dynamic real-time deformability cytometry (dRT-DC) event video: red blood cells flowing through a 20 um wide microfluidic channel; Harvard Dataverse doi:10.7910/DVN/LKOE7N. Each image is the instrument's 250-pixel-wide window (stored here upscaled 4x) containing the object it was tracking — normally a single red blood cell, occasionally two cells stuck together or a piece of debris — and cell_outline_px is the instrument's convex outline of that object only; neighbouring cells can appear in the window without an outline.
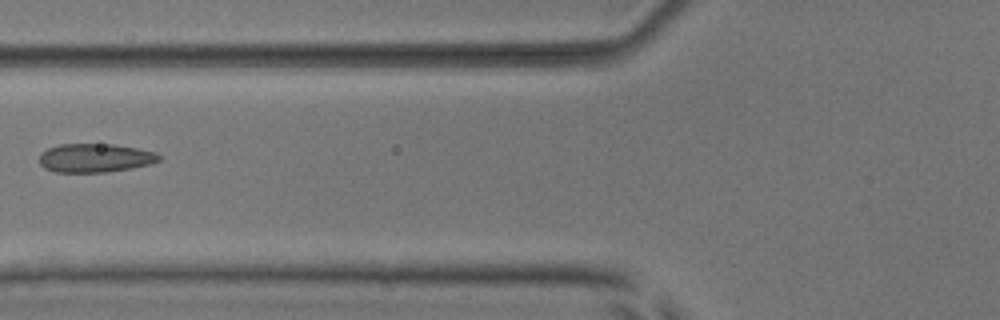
{"species": "common noctule bat (a hibernating species)", "species_latin": "Nyctalus noctula", "temperature_condition": "room temperature", "stored_images_in_passage": 6, "camera_frame_rate_fps": 3000, "um_per_image_px": 0.085, "animal": {"sex": "male", "body_mass_g": 17.9, "forearm_length_mm": 54.2}, "frame": {"image": 1, "passage_image": 6, "time_ms": 6.0, "image_size_px": [1000, 320], "cell_outline_px": [[160, 160], [152, 164], [132, 168], [108, 172], [56, 172], [44, 168], [40, 164], [40, 152], [48, 148], [60, 144], [112, 144], [136, 148], [156, 152], [160, 156]], "centroid_in_image_um": [8.08, 13.43], "position_along_channel_um": 117.7, "area_um2": 20.11}}